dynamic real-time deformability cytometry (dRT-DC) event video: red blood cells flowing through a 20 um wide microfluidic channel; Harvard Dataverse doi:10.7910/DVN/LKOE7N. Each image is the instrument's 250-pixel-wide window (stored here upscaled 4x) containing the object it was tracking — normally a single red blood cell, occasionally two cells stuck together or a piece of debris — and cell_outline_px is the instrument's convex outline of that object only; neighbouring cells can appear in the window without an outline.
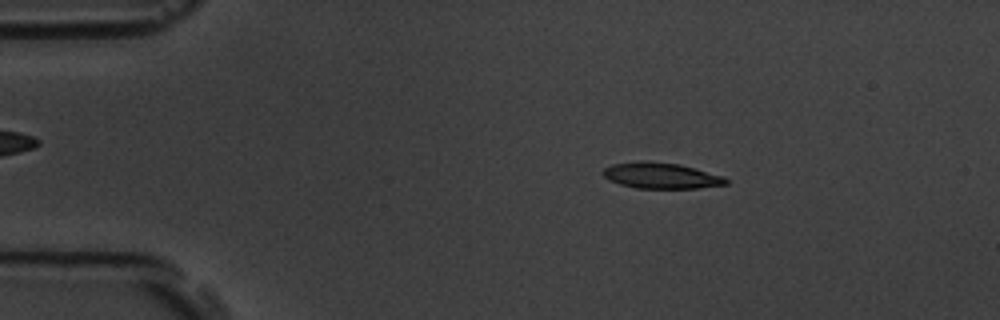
{"species": "common noctule bat (a hibernating species)", "species_latin": "Nyctalus noctula", "temperature_condition": "room temperature", "stored_images_in_passage": 4, "camera_frame_rate_fps": 3000, "um_per_image_px": 0.085, "animal": {"sex": "male", "body_mass_g": 19.5, "forearm_length_mm": 54.6}, "frame": {"image": 1, "passage_image": 2, "time_ms": 1.0, "image_size_px": [1000, 320], "cell_outline_px": [[728, 184], [696, 188], [636, 188], [620, 184], [608, 180], [604, 176], [604, 168], [612, 164], [680, 164], [724, 176], [728, 180]], "centroid_in_image_um": [56.27, 14.98], "position_along_channel_um": 28.7, "area_um2": 17.57}}